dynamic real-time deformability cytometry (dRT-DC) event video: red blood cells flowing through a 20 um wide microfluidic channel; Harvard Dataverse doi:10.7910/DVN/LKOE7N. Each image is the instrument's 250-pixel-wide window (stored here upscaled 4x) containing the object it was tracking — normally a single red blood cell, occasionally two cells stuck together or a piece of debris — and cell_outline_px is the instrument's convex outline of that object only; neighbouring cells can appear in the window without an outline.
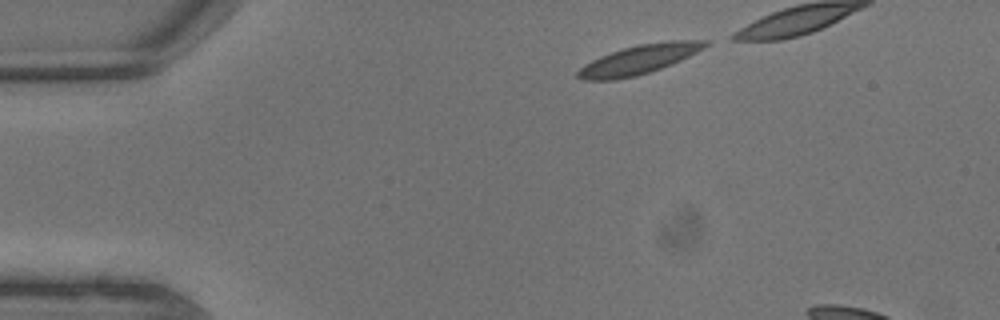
{"species": "common noctule bat (a hibernating species)", "species_latin": "Nyctalus noctula", "temperature_condition": "warm", "stored_images_in_passage": 4, "camera_frame_rate_fps": 3000, "um_per_image_px": 0.085, "animal": {"sex": "male", "body_mass_g": 13.3}, "frame": {"image": 1, "passage_image": 1, "time_ms": 0.0, "image_size_px": [1000, 320], "cell_outline_px": [[708, 44], [704, 48], [672, 64], [636, 76], [612, 80], [580, 80], [576, 76], [576, 72], [584, 64], [600, 56], [624, 48], [640, 44], [672, 40], [708, 40]], "centroid_in_image_um": [54.28, 5.07], "position_along_channel_um": 30.7, "area_um2": 21.44}}